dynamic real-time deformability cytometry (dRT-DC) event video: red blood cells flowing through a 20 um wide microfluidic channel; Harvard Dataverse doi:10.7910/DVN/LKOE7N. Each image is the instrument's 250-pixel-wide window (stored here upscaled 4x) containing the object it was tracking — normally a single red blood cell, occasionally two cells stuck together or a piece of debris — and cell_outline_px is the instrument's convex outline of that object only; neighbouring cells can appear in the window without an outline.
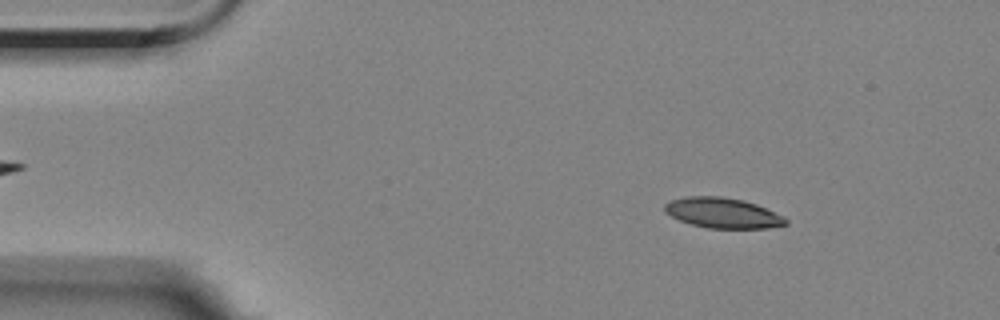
{"species": "Egyptian fruit bat (a non-hibernating species)", "species_latin": "Rousettus aegyptiacus", "temperature_condition": "room temperature", "stored_images_in_passage": 57, "camera_frame_rate_fps": 3000, "um_per_image_px": 0.085, "animal": {"sex": "female"}, "frame": {"image": 1, "passage_image": 7, "time_ms": 2.0, "image_size_px": [1000, 320], "cell_outline_px": [[788, 224], [768, 228], [708, 228], [692, 224], [680, 220], [664, 212], [664, 204], [672, 200], [684, 196], [720, 196], [744, 200], [756, 204], [784, 216], [788, 220]], "centroid_in_image_um": [61.44, 18.09], "position_along_channel_um": 23.6, "area_um2": 21.39}}
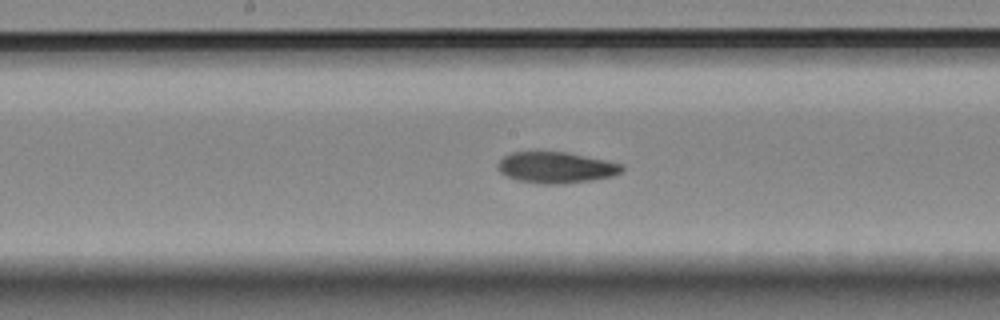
{"frame": {"image": 2, "passage_image": 28, "time_ms": 9.0, "image_size_px": [1000, 320], "cell_outline_px": [[624, 168], [620, 172], [612, 176], [588, 180], [560, 184], [540, 184], [516, 180], [500, 172], [496, 168], [496, 164], [504, 156], [512, 152], [564, 152], [604, 160], [620, 164]], "centroid_in_image_um": [47.19, 14.24], "position_along_channel_um": 201.0, "area_um2": 22.2}}
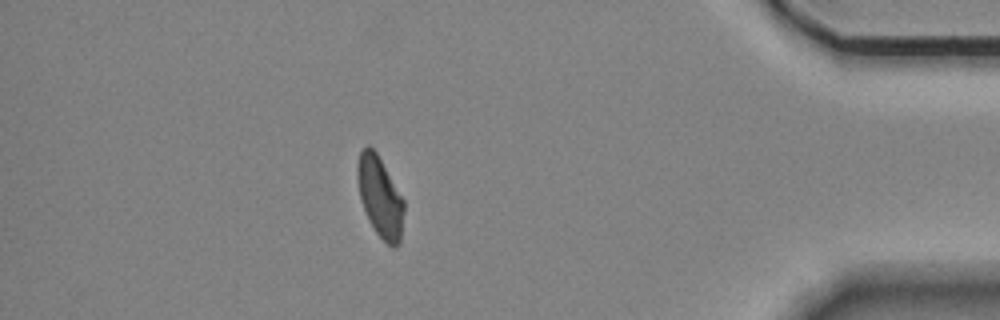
{"frame": {"image": 3, "passage_image": 49, "time_ms": 16.0, "image_size_px": [1000, 320], "cell_outline_px": [[404, 212], [400, 244], [396, 248], [392, 248], [376, 232], [364, 208], [360, 196], [356, 168], [356, 164], [360, 152], [368, 144], [376, 152], [404, 200]], "centroid_in_image_um": [32.32, 16.75], "position_along_channel_um": 402.9, "area_um2": 21.5}, "authors_computed_cell_mechanics": {"area_um2": 21.964, "velocity_mm_per_s": 3.5001, "shape_relaxation_time_tau1_ms": null, "shape_relaxation_time_tau2_ms": 8.3616, "deformation_change_tau1": null, "deformation_change_tau2": 0.1532}}